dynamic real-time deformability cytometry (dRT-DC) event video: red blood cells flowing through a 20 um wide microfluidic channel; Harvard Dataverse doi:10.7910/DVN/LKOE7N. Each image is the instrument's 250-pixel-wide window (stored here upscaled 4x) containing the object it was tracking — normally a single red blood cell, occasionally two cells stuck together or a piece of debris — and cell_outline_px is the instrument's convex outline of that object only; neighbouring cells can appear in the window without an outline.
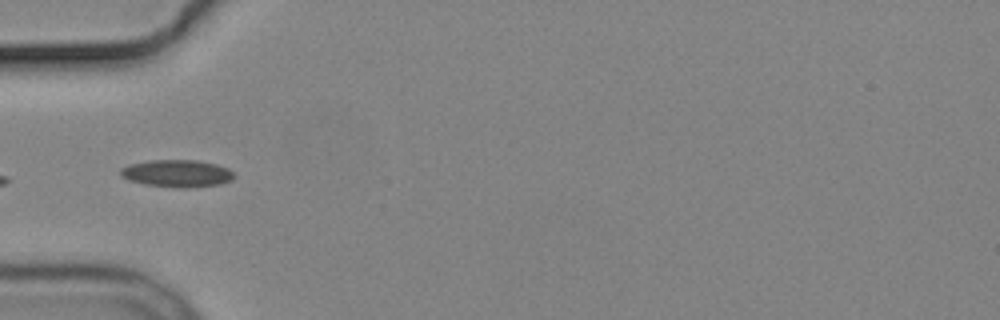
{"species": "common noctule bat (a hibernating species)", "species_latin": "Nyctalus noctula", "temperature_condition": "cold", "stored_images_in_passage": 5, "camera_frame_rate_fps": 3000, "um_per_image_px": 0.085, "animal": {"sex": "male", "body_mass_g": 19.2, "forearm_length_mm": 51.8}, "frame": {"image": 1, "passage_image": 5, "time_ms": 4.667, "image_size_px": [1000, 320], "cell_outline_px": [[236, 176], [232, 180], [220, 184], [144, 184], [128, 180], [120, 176], [120, 168], [128, 164], [148, 160], [200, 160], [216, 164], [228, 168]], "centroid_in_image_um": [15.0, 14.66], "position_along_channel_um": 70.0, "area_um2": 17.11}}